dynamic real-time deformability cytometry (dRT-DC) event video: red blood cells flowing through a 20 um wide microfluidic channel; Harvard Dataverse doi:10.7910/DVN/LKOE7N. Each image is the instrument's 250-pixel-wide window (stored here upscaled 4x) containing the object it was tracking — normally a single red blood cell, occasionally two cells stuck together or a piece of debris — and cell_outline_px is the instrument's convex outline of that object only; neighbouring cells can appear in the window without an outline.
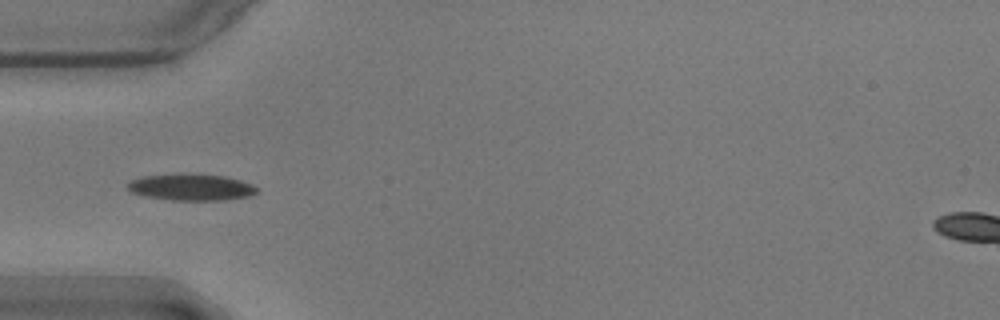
{"species": "common noctule bat (a hibernating species)", "species_latin": "Nyctalus noctula", "temperature_condition": "warm", "stored_images_in_passage": 40, "camera_frame_rate_fps": 3000, "um_per_image_px": 0.085, "animal": {"sex": "male", "body_mass_g": 17.9}, "frame": {"image": 1, "passage_image": 1, "time_ms": 0.0, "image_size_px": [1000, 320], "cell_outline_px": [[256, 192], [248, 196], [220, 200], [172, 200], [148, 196], [132, 192], [128, 188], [128, 184], [132, 180], [144, 176], [224, 176], [240, 180], [252, 184], [256, 188]], "centroid_in_image_um": [16.28, 15.95], "position_along_channel_um": 68.7, "area_um2": 18.73}}
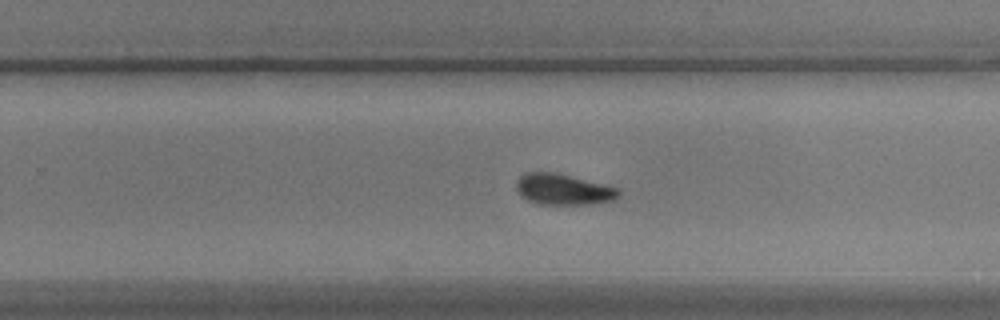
{"frame": {"image": 2, "passage_image": 19, "time_ms": 6.0, "image_size_px": [1000, 320], "cell_outline_px": [[620, 196], [612, 200], [588, 204], [540, 204], [528, 200], [520, 196], [516, 188], [516, 180], [524, 172], [556, 172], [616, 188], [620, 192]], "centroid_in_image_um": [47.81, 16.09], "position_along_channel_um": 282.0, "area_um2": 18.26}}
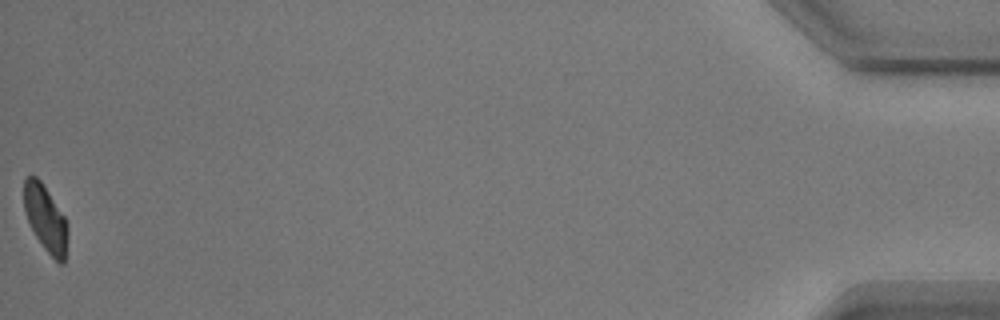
{"frame": {"image": 3, "passage_image": 40, "time_ms": 13.0, "image_size_px": [1000, 320], "cell_outline_px": [[68, 236], [64, 264], [60, 264], [44, 248], [36, 236], [28, 220], [24, 208], [24, 176], [36, 176], [40, 180], [64, 216], [68, 224]], "centroid_in_image_um": [3.88, 18.57], "position_along_channel_um": 431.3, "area_um2": 16.7}, "authors_computed_cell_mechanics": {"area_um2": 18.6116, "velocity_mm_per_s": 3.5443, "shape_relaxation_time_tau1_ms": 3.3411, "shape_relaxation_time_tau2_ms": 2.4138, "deformation_change_tau1": 0.1148, "deformation_change_tau2": 0.0748}}